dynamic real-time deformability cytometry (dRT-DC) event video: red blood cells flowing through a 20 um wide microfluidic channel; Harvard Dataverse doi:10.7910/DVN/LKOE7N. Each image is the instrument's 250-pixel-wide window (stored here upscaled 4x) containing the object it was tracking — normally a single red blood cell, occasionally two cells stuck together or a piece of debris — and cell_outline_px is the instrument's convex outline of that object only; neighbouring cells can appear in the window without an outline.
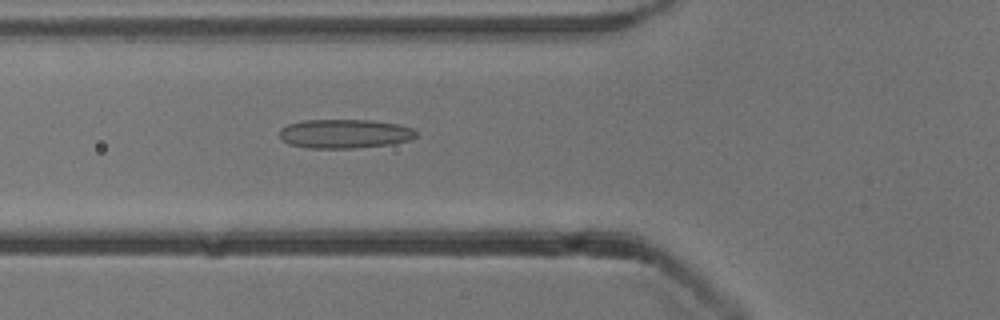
{"species": "common noctule bat (a hibernating species)", "species_latin": "Nyctalus noctula", "temperature_condition": "cold", "stored_images_in_passage": 53, "camera_frame_rate_fps": 3000, "um_per_image_px": 0.085, "animal": {"sex": "male", "body_mass_g": 13.3}, "frame": {"image": 1, "passage_image": 19, "time_ms": 6.0, "image_size_px": [1000, 320], "cell_outline_px": [[416, 136], [408, 140], [392, 144], [356, 148], [308, 148], [288, 144], [280, 140], [280, 128], [288, 124], [300, 120], [372, 120], [400, 124], [412, 128], [416, 132]], "centroid_in_image_um": [29.26, 11.36], "position_along_channel_um": 96.5, "area_um2": 23.35}}
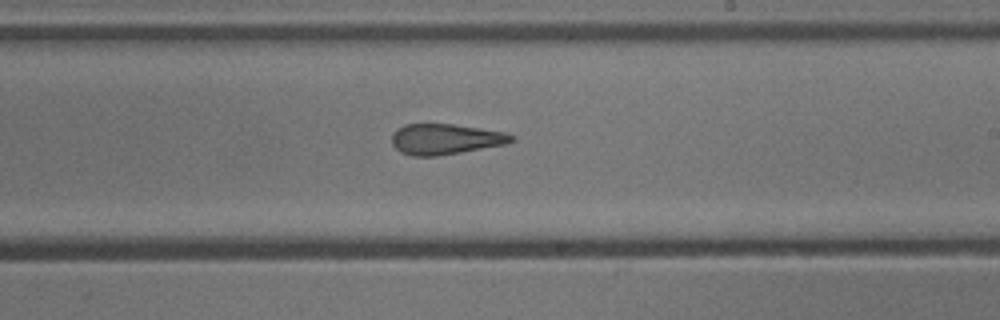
{"frame": {"image": 2, "passage_image": 31, "time_ms": 10.0, "image_size_px": [1000, 320], "cell_outline_px": [[516, 140], [504, 144], [460, 152], [436, 156], [412, 156], [400, 152], [392, 144], [392, 136], [404, 124], [452, 124], [508, 132], [516, 136]], "centroid_in_image_um": [37.9, 11.82], "position_along_channel_um": 251.1, "area_um2": 21.21}}
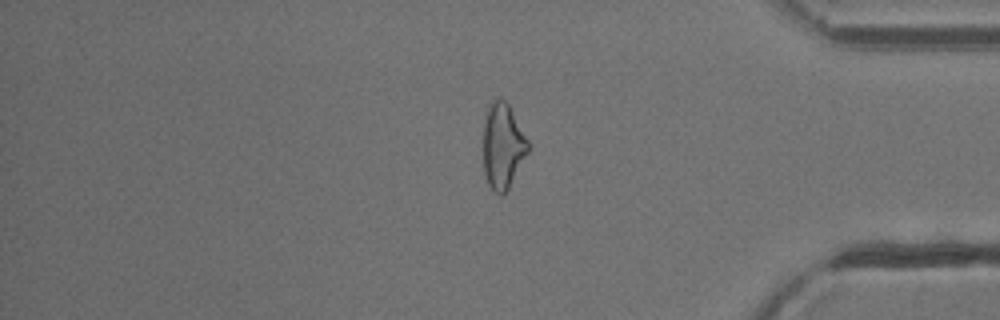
{"frame": {"image": 3, "passage_image": 44, "time_ms": 14.333, "image_size_px": [1000, 320], "cell_outline_px": [[528, 152], [508, 188], [500, 196], [488, 184], [484, 172], [484, 120], [488, 108], [492, 100], [500, 96], [508, 104], [528, 140]], "centroid_in_image_um": [42.72, 12.38], "position_along_channel_um": 392.5, "area_um2": 21.91}, "authors_computed_cell_mechanics": {"area_um2": 23.2356, "velocity_mm_per_s": 3.8443, "shape_relaxation_time_tau1_ms": null, "shape_relaxation_time_tau2_ms": 2.3284, "deformation_change_tau1": null, "deformation_change_tau2": 0.1172}}